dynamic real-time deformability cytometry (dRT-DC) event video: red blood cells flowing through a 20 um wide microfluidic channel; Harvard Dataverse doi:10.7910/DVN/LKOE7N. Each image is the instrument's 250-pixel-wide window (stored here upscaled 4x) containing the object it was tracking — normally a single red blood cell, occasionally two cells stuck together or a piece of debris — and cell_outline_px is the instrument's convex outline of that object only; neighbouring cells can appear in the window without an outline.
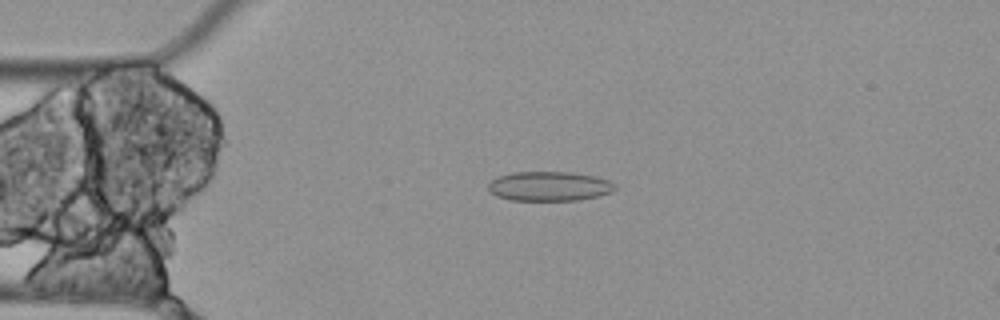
{"species": "Egyptian fruit bat (a non-hibernating species)", "species_latin": "Rousettus aegyptiacus", "temperature_condition": "cold", "stored_images_in_passage": 4, "camera_frame_rate_fps": 3000, "um_per_image_px": 0.085, "animal": {"sex": "female"}, "frame": {"image": 1, "passage_image": 3, "time_ms": 0.667, "image_size_px": [1000, 320], "cell_outline_px": [[616, 188], [612, 192], [580, 200], [512, 200], [496, 196], [488, 188], [488, 184], [492, 180], [500, 176], [512, 172], [572, 172], [596, 176], [608, 180], [616, 184]], "centroid_in_image_um": [46.72, 15.82], "position_along_channel_um": 38.3, "area_um2": 21.73}}